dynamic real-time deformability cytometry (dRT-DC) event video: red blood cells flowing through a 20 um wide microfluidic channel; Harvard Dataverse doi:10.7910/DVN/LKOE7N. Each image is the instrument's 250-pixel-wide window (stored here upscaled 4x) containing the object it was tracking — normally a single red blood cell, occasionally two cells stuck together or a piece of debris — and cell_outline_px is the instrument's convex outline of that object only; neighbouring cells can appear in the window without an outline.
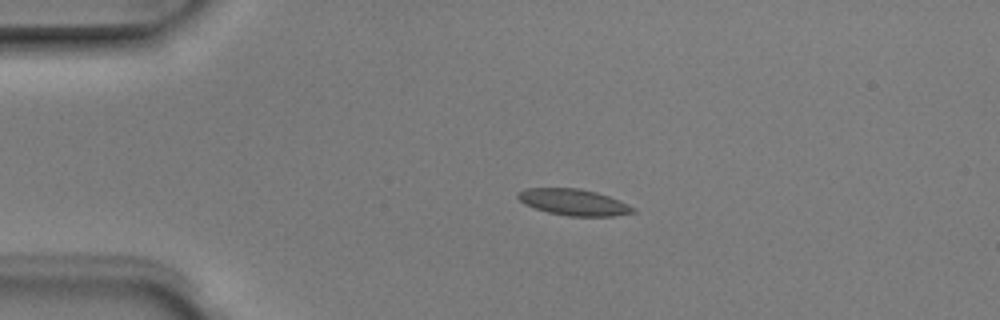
{"species": "Egyptian fruit bat (a non-hibernating species)", "species_latin": "Rousettus aegyptiacus", "temperature_condition": "room temperature", "stored_images_in_passage": 3, "camera_frame_rate_fps": 3000, "um_per_image_px": 0.085, "animal": {"sex": "male"}, "frame": {"image": 1, "passage_image": 2, "time_ms": 0.333, "image_size_px": [1000, 320], "cell_outline_px": [[636, 212], [612, 216], [568, 216], [548, 212], [524, 204], [516, 196], [524, 188], [580, 188], [596, 192], [608, 196], [628, 204], [636, 208]], "centroid_in_image_um": [48.77, 17.18], "position_along_channel_um": 36.2, "area_um2": 17.57}}
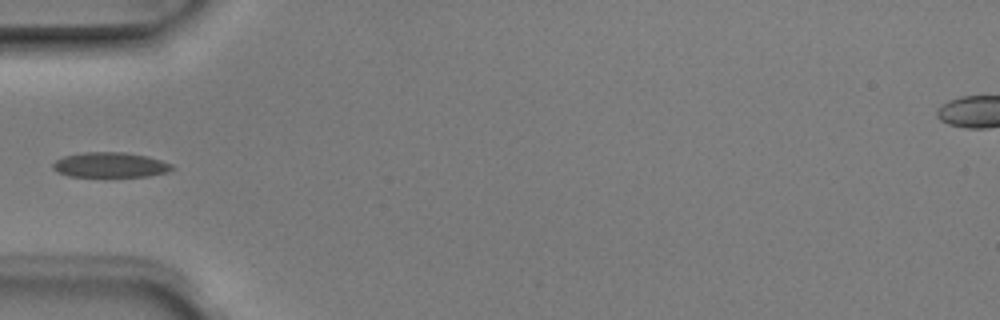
{"frame": {"image": 2, "passage_image": 3, "time_ms": 0.667, "image_size_px": [1000, 320], "cell_outline_px": [[176, 168], [168, 172], [148, 176], [68, 176], [56, 172], [52, 168], [52, 164], [56, 160], [64, 156], [84, 152], [124, 152], [148, 156], [172, 164]], "centroid_in_image_um": [9.37, 14.01], "position_along_channel_um": 75.6, "area_um2": 17.46}}